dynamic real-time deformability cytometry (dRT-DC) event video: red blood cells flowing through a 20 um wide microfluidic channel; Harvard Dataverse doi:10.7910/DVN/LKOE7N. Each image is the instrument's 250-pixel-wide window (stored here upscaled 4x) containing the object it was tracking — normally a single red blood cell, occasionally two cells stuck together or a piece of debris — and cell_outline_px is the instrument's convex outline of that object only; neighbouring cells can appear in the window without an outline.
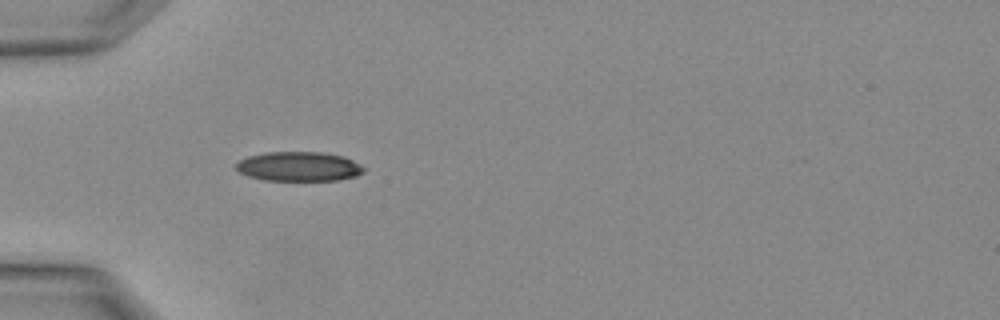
{"species": "Egyptian fruit bat (a non-hibernating species)", "species_latin": "Rousettus aegyptiacus", "temperature_condition": "warm", "stored_images_in_passage": 3, "camera_frame_rate_fps": 3000, "um_per_image_px": 0.085, "animal": {"sex": "female"}, "frame": {"image": 1, "passage_image": 2, "time_ms": 0.333, "image_size_px": [1000, 320], "cell_outline_px": [[364, 172], [356, 176], [336, 180], [264, 180], [248, 176], [240, 172], [236, 168], [236, 164], [240, 160], [248, 156], [268, 152], [324, 152], [344, 156], [360, 164], [364, 168]], "centroid_in_image_um": [25.42, 14.14], "position_along_channel_um": 59.6, "area_um2": 21.85}}
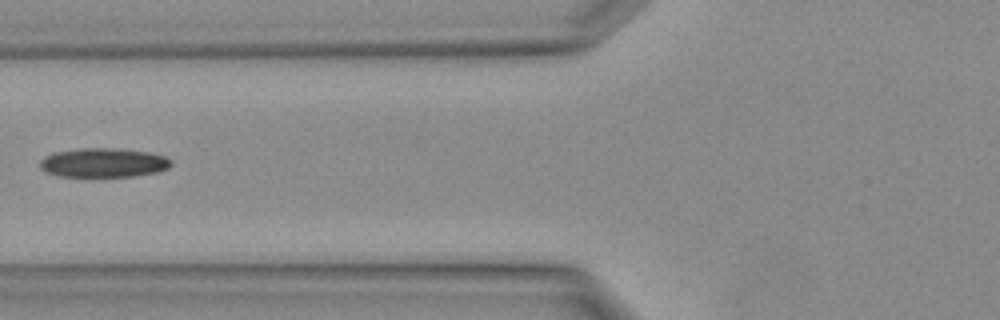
{"frame": {"image": 2, "passage_image": 3, "time_ms": 0.667, "image_size_px": [1000, 320], "cell_outline_px": [[172, 164], [168, 168], [156, 172], [132, 176], [60, 176], [44, 172], [40, 168], [40, 160], [44, 156], [56, 152], [80, 148], [112, 148], [148, 152], [164, 156], [172, 160]], "centroid_in_image_um": [8.77, 13.83], "position_along_channel_um": 117.0, "area_um2": 22.2}}